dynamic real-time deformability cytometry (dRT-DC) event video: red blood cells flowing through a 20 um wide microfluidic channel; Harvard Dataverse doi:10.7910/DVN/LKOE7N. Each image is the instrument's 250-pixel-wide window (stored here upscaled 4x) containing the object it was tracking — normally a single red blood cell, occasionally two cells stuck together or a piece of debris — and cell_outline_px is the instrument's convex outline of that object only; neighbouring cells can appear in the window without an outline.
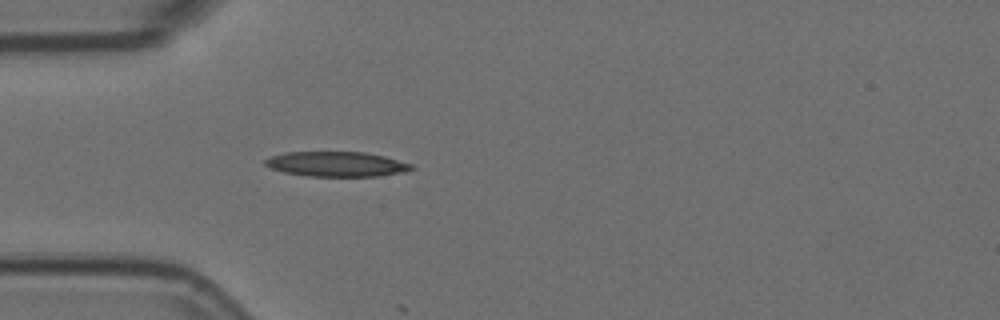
{"species": "Egyptian fruit bat (a non-hibernating species)", "species_latin": "Rousettus aegyptiacus", "temperature_condition": "room temperature", "stored_images_in_passage": 2, "camera_frame_rate_fps": 3000, "um_per_image_px": 0.085, "animal": {"sex": "female"}, "frame": {"image": 1, "passage_image": 2, "time_ms": 0.333, "image_size_px": [1000, 320], "cell_outline_px": [[416, 168], [404, 172], [380, 176], [308, 176], [284, 172], [272, 168], [264, 164], [264, 160], [272, 156], [284, 152], [364, 152], [384, 156], [412, 164]], "centroid_in_image_um": [28.63, 13.95], "position_along_channel_um": 56.4, "area_um2": 21.21}}